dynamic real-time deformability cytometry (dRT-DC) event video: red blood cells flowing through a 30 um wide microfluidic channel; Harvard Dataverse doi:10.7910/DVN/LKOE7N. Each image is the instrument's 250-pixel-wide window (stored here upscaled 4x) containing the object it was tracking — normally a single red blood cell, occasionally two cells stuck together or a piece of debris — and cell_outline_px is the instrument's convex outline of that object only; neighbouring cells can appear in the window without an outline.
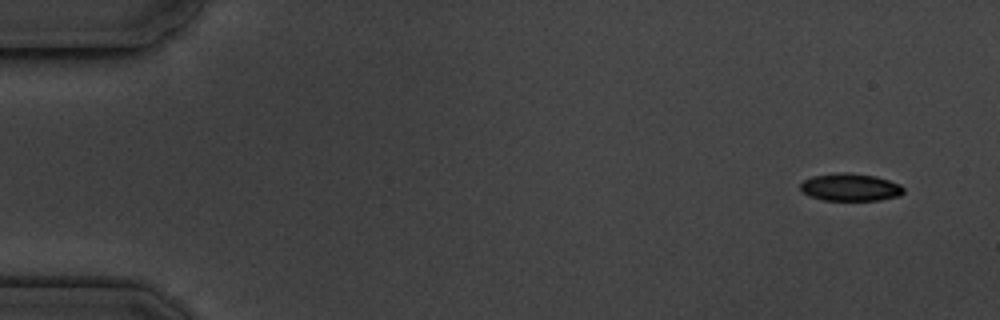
{"species": "common noctule bat (a hibernating species)", "species_latin": "Nyctalus noctula", "temperature_condition": "cold", "stored_images_in_passage": 5, "camera_frame_rate_fps": 3000, "um_per_image_px": 0.085, "animal": {"sex": "male", "body_mass_g": 19.5, "forearm_length_mm": 54.6}, "frame": {"image": 1, "passage_image": 1, "time_ms": 0.0, "image_size_px": [1000, 320], "cell_outline_px": [[904, 192], [900, 196], [880, 200], [824, 200], [808, 196], [800, 188], [800, 184], [804, 180], [812, 176], [836, 172], [848, 172], [876, 176], [900, 184], [904, 188]], "centroid_in_image_um": [72.28, 15.91], "position_along_channel_um": 12.7, "area_um2": 16.7}}
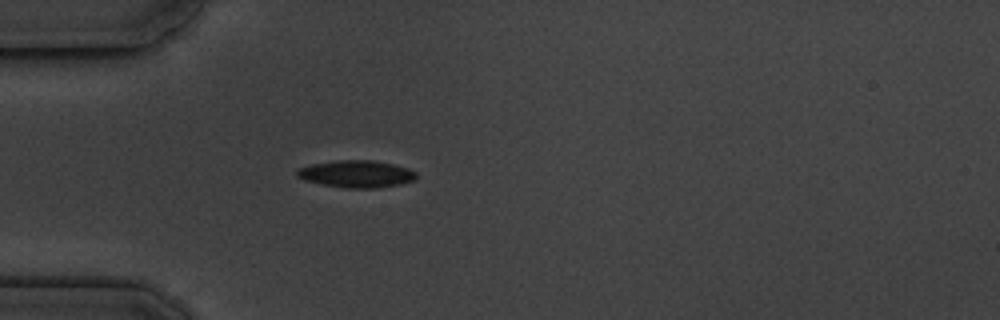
{"frame": {"image": 2, "passage_image": 5, "time_ms": 4.333, "image_size_px": [1000, 320], "cell_outline_px": [[416, 180], [400, 184], [376, 188], [344, 188], [304, 180], [296, 176], [296, 172], [300, 168], [312, 164], [336, 160], [372, 160], [392, 164], [408, 168], [416, 172]], "centroid_in_image_um": [30.31, 14.78], "position_along_channel_um": 54.7, "area_um2": 18.79}}